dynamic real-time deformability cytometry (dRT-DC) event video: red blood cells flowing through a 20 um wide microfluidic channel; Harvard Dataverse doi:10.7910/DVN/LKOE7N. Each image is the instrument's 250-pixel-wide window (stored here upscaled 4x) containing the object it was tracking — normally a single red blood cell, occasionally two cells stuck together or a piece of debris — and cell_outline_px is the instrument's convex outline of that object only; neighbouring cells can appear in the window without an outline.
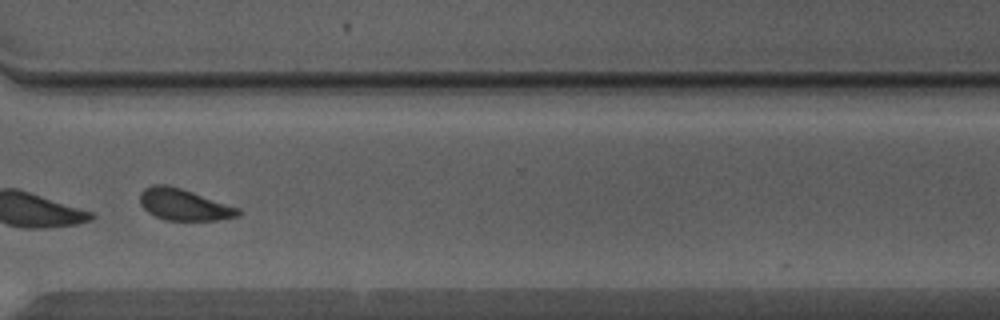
{"species": "Egyptian fruit bat (a non-hibernating species)", "species_latin": "Rousettus aegyptiacus", "temperature_condition": "warm", "stored_images_in_passage": 33, "camera_frame_rate_fps": 3000, "um_per_image_px": 0.085, "animal": {"sex": "male"}, "frame": {"image": 1, "passage_image": 24, "time_ms": 7.667, "image_size_px": [1000, 320], "cell_outline_px": [[240, 216], [220, 220], [164, 220], [148, 212], [140, 204], [140, 192], [144, 188], [152, 184], [164, 184], [180, 188], [240, 208]], "centroid_in_image_um": [15.62, 17.4], "position_along_channel_um": 355.0, "area_um2": 17.98}, "authors_computed_cell_mechanics": {"area_um2": 18.9006, "velocity_mm_per_s": 4.3884, "shape_relaxation_time_tau1_ms": 3.0568, "shape_relaxation_time_tau2_ms": 1.3147, "deformation_change_tau1": 0.0939, "deformation_change_tau2": 0.0639}}